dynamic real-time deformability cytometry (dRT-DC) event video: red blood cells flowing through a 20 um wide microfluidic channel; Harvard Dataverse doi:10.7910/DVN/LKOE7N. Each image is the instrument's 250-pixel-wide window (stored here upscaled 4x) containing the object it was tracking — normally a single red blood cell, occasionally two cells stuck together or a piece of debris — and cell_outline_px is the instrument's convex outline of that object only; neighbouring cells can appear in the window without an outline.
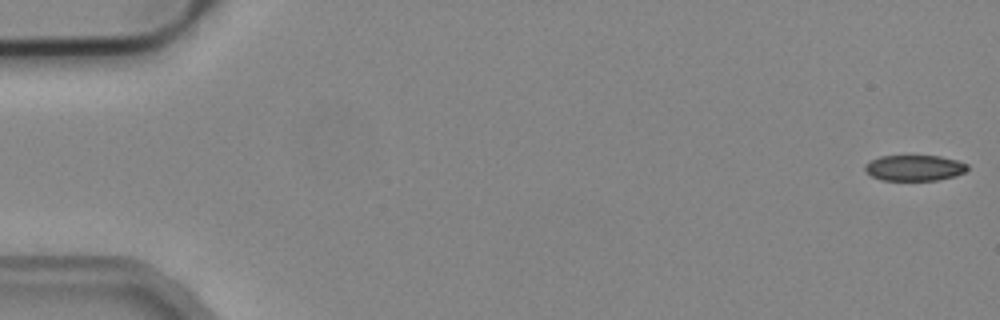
{"species": "common noctule bat (a hibernating species)", "species_latin": "Nyctalus noctula", "temperature_condition": "cold", "stored_images_in_passage": 53, "camera_frame_rate_fps": 3000, "um_per_image_px": 0.085, "animal": {"sex": "male", "body_mass_g": 19.2, "forearm_length_mm": 51.8}, "frame": {"image": 1, "passage_image": 1, "time_ms": 0.0, "image_size_px": [1000, 320], "cell_outline_px": [[968, 168], [964, 172], [956, 176], [936, 180], [880, 180], [872, 176], [864, 168], [864, 164], [868, 160], [880, 156], [940, 156], [956, 160], [968, 164]], "centroid_in_image_um": [77.7, 14.27], "position_along_channel_um": 7.3, "area_um2": 15.43}}
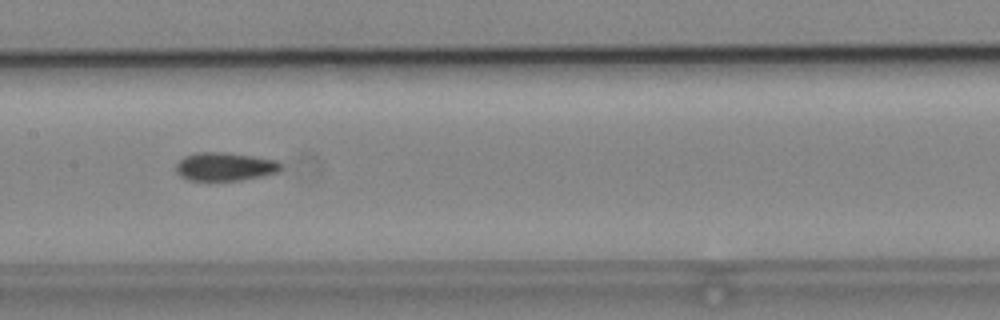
{"frame": {"image": 2, "passage_image": 27, "time_ms": 8.667, "image_size_px": [1000, 320], "cell_outline_px": [[284, 168], [280, 172], [264, 176], [240, 180], [188, 180], [180, 176], [176, 172], [176, 164], [184, 156], [196, 152], [224, 152], [252, 156], [276, 160]], "centroid_in_image_um": [19.13, 14.16], "position_along_channel_um": 188.3, "area_um2": 17.46}}
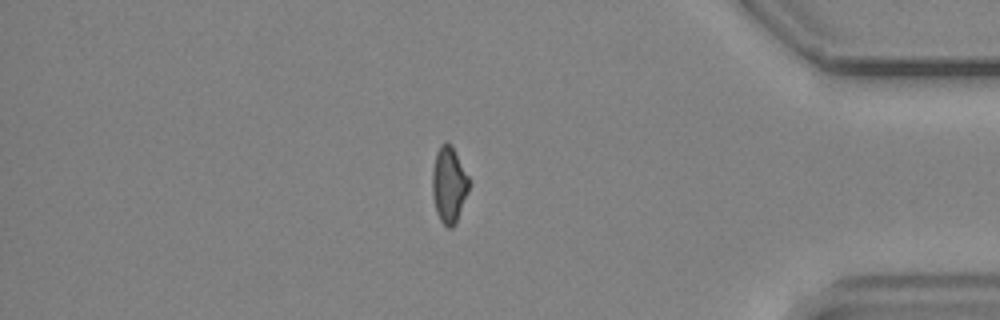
{"frame": {"image": 3, "passage_image": 46, "time_ms": 15.0, "image_size_px": [1000, 320], "cell_outline_px": [[468, 192], [456, 224], [452, 228], [448, 228], [440, 220], [436, 212], [432, 196], [432, 172], [436, 152], [440, 144], [452, 144], [468, 176]], "centroid_in_image_um": [38.15, 15.72], "position_along_channel_um": 397.1, "area_um2": 16.3}}